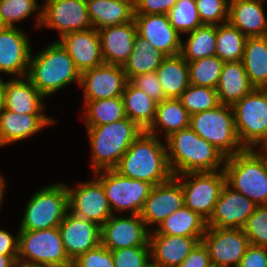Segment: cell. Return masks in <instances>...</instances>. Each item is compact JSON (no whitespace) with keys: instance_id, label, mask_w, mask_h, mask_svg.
I'll use <instances>...</instances> for the list:
<instances>
[{"instance_id":"obj_24","label":"cell","mask_w":267,"mask_h":267,"mask_svg":"<svg viewBox=\"0 0 267 267\" xmlns=\"http://www.w3.org/2000/svg\"><path fill=\"white\" fill-rule=\"evenodd\" d=\"M203 237L150 234L151 264L178 267Z\"/></svg>"},{"instance_id":"obj_38","label":"cell","mask_w":267,"mask_h":267,"mask_svg":"<svg viewBox=\"0 0 267 267\" xmlns=\"http://www.w3.org/2000/svg\"><path fill=\"white\" fill-rule=\"evenodd\" d=\"M84 103L86 126L106 125L126 118L122 96Z\"/></svg>"},{"instance_id":"obj_1","label":"cell","mask_w":267,"mask_h":267,"mask_svg":"<svg viewBox=\"0 0 267 267\" xmlns=\"http://www.w3.org/2000/svg\"><path fill=\"white\" fill-rule=\"evenodd\" d=\"M165 141L173 176L224 169V165L220 167V164L225 163L226 156L190 127L172 133Z\"/></svg>"},{"instance_id":"obj_3","label":"cell","mask_w":267,"mask_h":267,"mask_svg":"<svg viewBox=\"0 0 267 267\" xmlns=\"http://www.w3.org/2000/svg\"><path fill=\"white\" fill-rule=\"evenodd\" d=\"M92 148V167L96 174L114 169L131 144L144 132L127 117L100 126H86Z\"/></svg>"},{"instance_id":"obj_28","label":"cell","mask_w":267,"mask_h":267,"mask_svg":"<svg viewBox=\"0 0 267 267\" xmlns=\"http://www.w3.org/2000/svg\"><path fill=\"white\" fill-rule=\"evenodd\" d=\"M86 8L96 30L134 20V2L129 0H86Z\"/></svg>"},{"instance_id":"obj_54","label":"cell","mask_w":267,"mask_h":267,"mask_svg":"<svg viewBox=\"0 0 267 267\" xmlns=\"http://www.w3.org/2000/svg\"><path fill=\"white\" fill-rule=\"evenodd\" d=\"M13 267H45V266H41V265H37V264H33V263H27V262L16 260V262H15Z\"/></svg>"},{"instance_id":"obj_4","label":"cell","mask_w":267,"mask_h":267,"mask_svg":"<svg viewBox=\"0 0 267 267\" xmlns=\"http://www.w3.org/2000/svg\"><path fill=\"white\" fill-rule=\"evenodd\" d=\"M80 76L72 58L57 40L35 57L30 56L27 77L45 97L71 82L80 83Z\"/></svg>"},{"instance_id":"obj_40","label":"cell","mask_w":267,"mask_h":267,"mask_svg":"<svg viewBox=\"0 0 267 267\" xmlns=\"http://www.w3.org/2000/svg\"><path fill=\"white\" fill-rule=\"evenodd\" d=\"M178 99L190 116L213 109L221 104L216 89L191 84Z\"/></svg>"},{"instance_id":"obj_20","label":"cell","mask_w":267,"mask_h":267,"mask_svg":"<svg viewBox=\"0 0 267 267\" xmlns=\"http://www.w3.org/2000/svg\"><path fill=\"white\" fill-rule=\"evenodd\" d=\"M255 208L252 200L225 184L207 227L243 228Z\"/></svg>"},{"instance_id":"obj_6","label":"cell","mask_w":267,"mask_h":267,"mask_svg":"<svg viewBox=\"0 0 267 267\" xmlns=\"http://www.w3.org/2000/svg\"><path fill=\"white\" fill-rule=\"evenodd\" d=\"M190 128L226 157L242 152L232 106L218 107L190 116Z\"/></svg>"},{"instance_id":"obj_23","label":"cell","mask_w":267,"mask_h":267,"mask_svg":"<svg viewBox=\"0 0 267 267\" xmlns=\"http://www.w3.org/2000/svg\"><path fill=\"white\" fill-rule=\"evenodd\" d=\"M97 31L100 37L103 62L123 66L132 53L137 36L134 20Z\"/></svg>"},{"instance_id":"obj_46","label":"cell","mask_w":267,"mask_h":267,"mask_svg":"<svg viewBox=\"0 0 267 267\" xmlns=\"http://www.w3.org/2000/svg\"><path fill=\"white\" fill-rule=\"evenodd\" d=\"M72 267H114L111 251L102 244L79 255Z\"/></svg>"},{"instance_id":"obj_35","label":"cell","mask_w":267,"mask_h":267,"mask_svg":"<svg viewBox=\"0 0 267 267\" xmlns=\"http://www.w3.org/2000/svg\"><path fill=\"white\" fill-rule=\"evenodd\" d=\"M165 57L148 40L136 36L132 53L123 65L128 81L139 74L155 72Z\"/></svg>"},{"instance_id":"obj_18","label":"cell","mask_w":267,"mask_h":267,"mask_svg":"<svg viewBox=\"0 0 267 267\" xmlns=\"http://www.w3.org/2000/svg\"><path fill=\"white\" fill-rule=\"evenodd\" d=\"M58 229L64 249L72 261L101 244V226L84 220L69 210Z\"/></svg>"},{"instance_id":"obj_49","label":"cell","mask_w":267,"mask_h":267,"mask_svg":"<svg viewBox=\"0 0 267 267\" xmlns=\"http://www.w3.org/2000/svg\"><path fill=\"white\" fill-rule=\"evenodd\" d=\"M237 267H267V247L250 244Z\"/></svg>"},{"instance_id":"obj_31","label":"cell","mask_w":267,"mask_h":267,"mask_svg":"<svg viewBox=\"0 0 267 267\" xmlns=\"http://www.w3.org/2000/svg\"><path fill=\"white\" fill-rule=\"evenodd\" d=\"M242 63L251 85L267 89V36L246 38Z\"/></svg>"},{"instance_id":"obj_58","label":"cell","mask_w":267,"mask_h":267,"mask_svg":"<svg viewBox=\"0 0 267 267\" xmlns=\"http://www.w3.org/2000/svg\"><path fill=\"white\" fill-rule=\"evenodd\" d=\"M148 267H158V266H155V265H152V264H151V265H149Z\"/></svg>"},{"instance_id":"obj_45","label":"cell","mask_w":267,"mask_h":267,"mask_svg":"<svg viewBox=\"0 0 267 267\" xmlns=\"http://www.w3.org/2000/svg\"><path fill=\"white\" fill-rule=\"evenodd\" d=\"M195 2L202 24L218 25L220 21L228 22L229 0H195Z\"/></svg>"},{"instance_id":"obj_15","label":"cell","mask_w":267,"mask_h":267,"mask_svg":"<svg viewBox=\"0 0 267 267\" xmlns=\"http://www.w3.org/2000/svg\"><path fill=\"white\" fill-rule=\"evenodd\" d=\"M150 233L140 215L115 217L113 214L101 226V244L109 250L150 246Z\"/></svg>"},{"instance_id":"obj_26","label":"cell","mask_w":267,"mask_h":267,"mask_svg":"<svg viewBox=\"0 0 267 267\" xmlns=\"http://www.w3.org/2000/svg\"><path fill=\"white\" fill-rule=\"evenodd\" d=\"M265 0H230L228 22L247 38L267 36V19L262 3Z\"/></svg>"},{"instance_id":"obj_11","label":"cell","mask_w":267,"mask_h":267,"mask_svg":"<svg viewBox=\"0 0 267 267\" xmlns=\"http://www.w3.org/2000/svg\"><path fill=\"white\" fill-rule=\"evenodd\" d=\"M101 172L96 178L102 183L112 213L130 209L131 214L139 215L153 185L124 177L114 169Z\"/></svg>"},{"instance_id":"obj_14","label":"cell","mask_w":267,"mask_h":267,"mask_svg":"<svg viewBox=\"0 0 267 267\" xmlns=\"http://www.w3.org/2000/svg\"><path fill=\"white\" fill-rule=\"evenodd\" d=\"M76 189V190H75ZM68 190L69 211L78 217L102 226L112 213L102 183L97 179Z\"/></svg>"},{"instance_id":"obj_39","label":"cell","mask_w":267,"mask_h":267,"mask_svg":"<svg viewBox=\"0 0 267 267\" xmlns=\"http://www.w3.org/2000/svg\"><path fill=\"white\" fill-rule=\"evenodd\" d=\"M223 64L217 55L188 62L190 84L216 89Z\"/></svg>"},{"instance_id":"obj_10","label":"cell","mask_w":267,"mask_h":267,"mask_svg":"<svg viewBox=\"0 0 267 267\" xmlns=\"http://www.w3.org/2000/svg\"><path fill=\"white\" fill-rule=\"evenodd\" d=\"M218 172H188L179 177L178 175L174 176L181 182L184 205L206 221L211 217L215 204L226 184L224 169H221L220 173ZM180 177L184 179L183 182ZM184 177L188 179L185 180Z\"/></svg>"},{"instance_id":"obj_53","label":"cell","mask_w":267,"mask_h":267,"mask_svg":"<svg viewBox=\"0 0 267 267\" xmlns=\"http://www.w3.org/2000/svg\"><path fill=\"white\" fill-rule=\"evenodd\" d=\"M261 144V147H262V151L263 153L259 152L258 154L261 155V156H264L265 158H267V133L265 135V137L260 141L259 145Z\"/></svg>"},{"instance_id":"obj_29","label":"cell","mask_w":267,"mask_h":267,"mask_svg":"<svg viewBox=\"0 0 267 267\" xmlns=\"http://www.w3.org/2000/svg\"><path fill=\"white\" fill-rule=\"evenodd\" d=\"M253 89L242 61L224 62L216 87L221 104L232 106Z\"/></svg>"},{"instance_id":"obj_21","label":"cell","mask_w":267,"mask_h":267,"mask_svg":"<svg viewBox=\"0 0 267 267\" xmlns=\"http://www.w3.org/2000/svg\"><path fill=\"white\" fill-rule=\"evenodd\" d=\"M28 36L16 27L0 30V71L26 77L29 70L31 49ZM1 79V78H0Z\"/></svg>"},{"instance_id":"obj_17","label":"cell","mask_w":267,"mask_h":267,"mask_svg":"<svg viewBox=\"0 0 267 267\" xmlns=\"http://www.w3.org/2000/svg\"><path fill=\"white\" fill-rule=\"evenodd\" d=\"M184 206V193L181 183L172 176L168 181L153 186L140 217L147 225L158 226L171 214Z\"/></svg>"},{"instance_id":"obj_36","label":"cell","mask_w":267,"mask_h":267,"mask_svg":"<svg viewBox=\"0 0 267 267\" xmlns=\"http://www.w3.org/2000/svg\"><path fill=\"white\" fill-rule=\"evenodd\" d=\"M185 44V45H184ZM181 45L180 55L187 61L211 57L216 52V25L203 24L189 32L187 43Z\"/></svg>"},{"instance_id":"obj_43","label":"cell","mask_w":267,"mask_h":267,"mask_svg":"<svg viewBox=\"0 0 267 267\" xmlns=\"http://www.w3.org/2000/svg\"><path fill=\"white\" fill-rule=\"evenodd\" d=\"M243 231L251 245L267 247V205L256 206Z\"/></svg>"},{"instance_id":"obj_50","label":"cell","mask_w":267,"mask_h":267,"mask_svg":"<svg viewBox=\"0 0 267 267\" xmlns=\"http://www.w3.org/2000/svg\"><path fill=\"white\" fill-rule=\"evenodd\" d=\"M178 267H212L208 248L199 242Z\"/></svg>"},{"instance_id":"obj_42","label":"cell","mask_w":267,"mask_h":267,"mask_svg":"<svg viewBox=\"0 0 267 267\" xmlns=\"http://www.w3.org/2000/svg\"><path fill=\"white\" fill-rule=\"evenodd\" d=\"M36 0H0V19L4 27H15L14 23L38 11Z\"/></svg>"},{"instance_id":"obj_22","label":"cell","mask_w":267,"mask_h":267,"mask_svg":"<svg viewBox=\"0 0 267 267\" xmlns=\"http://www.w3.org/2000/svg\"><path fill=\"white\" fill-rule=\"evenodd\" d=\"M57 41L67 51L80 73L104 63L100 37L95 28L67 33Z\"/></svg>"},{"instance_id":"obj_48","label":"cell","mask_w":267,"mask_h":267,"mask_svg":"<svg viewBox=\"0 0 267 267\" xmlns=\"http://www.w3.org/2000/svg\"><path fill=\"white\" fill-rule=\"evenodd\" d=\"M177 1L178 0H135L134 13L143 15H167Z\"/></svg>"},{"instance_id":"obj_9","label":"cell","mask_w":267,"mask_h":267,"mask_svg":"<svg viewBox=\"0 0 267 267\" xmlns=\"http://www.w3.org/2000/svg\"><path fill=\"white\" fill-rule=\"evenodd\" d=\"M241 145L253 149L267 133V89L254 88L232 105Z\"/></svg>"},{"instance_id":"obj_33","label":"cell","mask_w":267,"mask_h":267,"mask_svg":"<svg viewBox=\"0 0 267 267\" xmlns=\"http://www.w3.org/2000/svg\"><path fill=\"white\" fill-rule=\"evenodd\" d=\"M207 221L185 205L167 217L151 234L203 237Z\"/></svg>"},{"instance_id":"obj_13","label":"cell","mask_w":267,"mask_h":267,"mask_svg":"<svg viewBox=\"0 0 267 267\" xmlns=\"http://www.w3.org/2000/svg\"><path fill=\"white\" fill-rule=\"evenodd\" d=\"M202 242L212 267H237L250 245L243 228L207 227Z\"/></svg>"},{"instance_id":"obj_37","label":"cell","mask_w":267,"mask_h":267,"mask_svg":"<svg viewBox=\"0 0 267 267\" xmlns=\"http://www.w3.org/2000/svg\"><path fill=\"white\" fill-rule=\"evenodd\" d=\"M246 36L229 22L216 25V52L223 62L242 61Z\"/></svg>"},{"instance_id":"obj_5","label":"cell","mask_w":267,"mask_h":267,"mask_svg":"<svg viewBox=\"0 0 267 267\" xmlns=\"http://www.w3.org/2000/svg\"><path fill=\"white\" fill-rule=\"evenodd\" d=\"M226 184L252 200L256 206L267 205V158L253 151L226 157Z\"/></svg>"},{"instance_id":"obj_19","label":"cell","mask_w":267,"mask_h":267,"mask_svg":"<svg viewBox=\"0 0 267 267\" xmlns=\"http://www.w3.org/2000/svg\"><path fill=\"white\" fill-rule=\"evenodd\" d=\"M137 36L148 40L165 56L181 53L182 38L170 24L166 14H134Z\"/></svg>"},{"instance_id":"obj_34","label":"cell","mask_w":267,"mask_h":267,"mask_svg":"<svg viewBox=\"0 0 267 267\" xmlns=\"http://www.w3.org/2000/svg\"><path fill=\"white\" fill-rule=\"evenodd\" d=\"M125 115L146 131L154 121L157 102L127 82L122 94Z\"/></svg>"},{"instance_id":"obj_41","label":"cell","mask_w":267,"mask_h":267,"mask_svg":"<svg viewBox=\"0 0 267 267\" xmlns=\"http://www.w3.org/2000/svg\"><path fill=\"white\" fill-rule=\"evenodd\" d=\"M170 24L180 33H189L202 26L195 0H178L168 12Z\"/></svg>"},{"instance_id":"obj_47","label":"cell","mask_w":267,"mask_h":267,"mask_svg":"<svg viewBox=\"0 0 267 267\" xmlns=\"http://www.w3.org/2000/svg\"><path fill=\"white\" fill-rule=\"evenodd\" d=\"M129 82L157 103L167 99L155 72L139 74L132 77Z\"/></svg>"},{"instance_id":"obj_32","label":"cell","mask_w":267,"mask_h":267,"mask_svg":"<svg viewBox=\"0 0 267 267\" xmlns=\"http://www.w3.org/2000/svg\"><path fill=\"white\" fill-rule=\"evenodd\" d=\"M163 127L164 135L190 127V114L178 98L164 99L157 104L155 118L147 133L156 136L157 127Z\"/></svg>"},{"instance_id":"obj_51","label":"cell","mask_w":267,"mask_h":267,"mask_svg":"<svg viewBox=\"0 0 267 267\" xmlns=\"http://www.w3.org/2000/svg\"><path fill=\"white\" fill-rule=\"evenodd\" d=\"M19 237L0 229V255H18Z\"/></svg>"},{"instance_id":"obj_16","label":"cell","mask_w":267,"mask_h":267,"mask_svg":"<svg viewBox=\"0 0 267 267\" xmlns=\"http://www.w3.org/2000/svg\"><path fill=\"white\" fill-rule=\"evenodd\" d=\"M128 82L123 66L103 63L85 70L80 76L84 101L120 97Z\"/></svg>"},{"instance_id":"obj_44","label":"cell","mask_w":267,"mask_h":267,"mask_svg":"<svg viewBox=\"0 0 267 267\" xmlns=\"http://www.w3.org/2000/svg\"><path fill=\"white\" fill-rule=\"evenodd\" d=\"M110 251L114 267H148L151 265L150 246L126 247Z\"/></svg>"},{"instance_id":"obj_2","label":"cell","mask_w":267,"mask_h":267,"mask_svg":"<svg viewBox=\"0 0 267 267\" xmlns=\"http://www.w3.org/2000/svg\"><path fill=\"white\" fill-rule=\"evenodd\" d=\"M114 170L124 177L146 181L153 186L173 176L167 160V148L157 135L146 131L131 144Z\"/></svg>"},{"instance_id":"obj_57","label":"cell","mask_w":267,"mask_h":267,"mask_svg":"<svg viewBox=\"0 0 267 267\" xmlns=\"http://www.w3.org/2000/svg\"><path fill=\"white\" fill-rule=\"evenodd\" d=\"M3 28H4V25L2 24L1 19H0V30Z\"/></svg>"},{"instance_id":"obj_7","label":"cell","mask_w":267,"mask_h":267,"mask_svg":"<svg viewBox=\"0 0 267 267\" xmlns=\"http://www.w3.org/2000/svg\"><path fill=\"white\" fill-rule=\"evenodd\" d=\"M68 210L67 185L51 184L30 198L19 230L35 231L59 227Z\"/></svg>"},{"instance_id":"obj_12","label":"cell","mask_w":267,"mask_h":267,"mask_svg":"<svg viewBox=\"0 0 267 267\" xmlns=\"http://www.w3.org/2000/svg\"><path fill=\"white\" fill-rule=\"evenodd\" d=\"M37 14L36 27L59 30L60 38L67 33L92 27L86 8V0H46Z\"/></svg>"},{"instance_id":"obj_56","label":"cell","mask_w":267,"mask_h":267,"mask_svg":"<svg viewBox=\"0 0 267 267\" xmlns=\"http://www.w3.org/2000/svg\"><path fill=\"white\" fill-rule=\"evenodd\" d=\"M0 84H1V79H0ZM2 108H3V94L0 87V111L2 110Z\"/></svg>"},{"instance_id":"obj_8","label":"cell","mask_w":267,"mask_h":267,"mask_svg":"<svg viewBox=\"0 0 267 267\" xmlns=\"http://www.w3.org/2000/svg\"><path fill=\"white\" fill-rule=\"evenodd\" d=\"M17 260L45 267H72L58 227L44 230L18 231Z\"/></svg>"},{"instance_id":"obj_52","label":"cell","mask_w":267,"mask_h":267,"mask_svg":"<svg viewBox=\"0 0 267 267\" xmlns=\"http://www.w3.org/2000/svg\"><path fill=\"white\" fill-rule=\"evenodd\" d=\"M18 255H0V267H13Z\"/></svg>"},{"instance_id":"obj_27","label":"cell","mask_w":267,"mask_h":267,"mask_svg":"<svg viewBox=\"0 0 267 267\" xmlns=\"http://www.w3.org/2000/svg\"><path fill=\"white\" fill-rule=\"evenodd\" d=\"M54 122V119L44 114L20 115L2 108L0 111V147L28 138L44 126Z\"/></svg>"},{"instance_id":"obj_55","label":"cell","mask_w":267,"mask_h":267,"mask_svg":"<svg viewBox=\"0 0 267 267\" xmlns=\"http://www.w3.org/2000/svg\"><path fill=\"white\" fill-rule=\"evenodd\" d=\"M4 184H5V181L2 178V176H0V205L2 204V200H3V193H4V188H5Z\"/></svg>"},{"instance_id":"obj_30","label":"cell","mask_w":267,"mask_h":267,"mask_svg":"<svg viewBox=\"0 0 267 267\" xmlns=\"http://www.w3.org/2000/svg\"><path fill=\"white\" fill-rule=\"evenodd\" d=\"M155 73L167 99L179 98L190 85L188 62L180 54L166 56Z\"/></svg>"},{"instance_id":"obj_25","label":"cell","mask_w":267,"mask_h":267,"mask_svg":"<svg viewBox=\"0 0 267 267\" xmlns=\"http://www.w3.org/2000/svg\"><path fill=\"white\" fill-rule=\"evenodd\" d=\"M26 82L19 78H12L9 82L1 79V90L3 94V108L20 115L43 114L45 96L32 84L26 76Z\"/></svg>"}]
</instances>
